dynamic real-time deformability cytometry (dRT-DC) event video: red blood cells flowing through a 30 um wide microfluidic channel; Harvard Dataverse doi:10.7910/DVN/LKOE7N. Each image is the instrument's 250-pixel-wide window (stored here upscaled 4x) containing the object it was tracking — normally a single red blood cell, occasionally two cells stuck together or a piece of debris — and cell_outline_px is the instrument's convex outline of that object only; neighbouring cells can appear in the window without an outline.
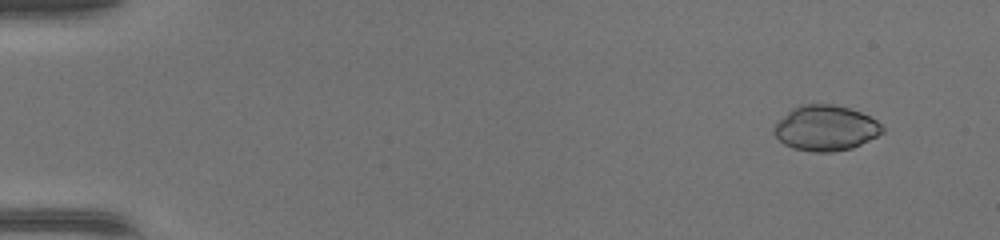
{"species": "common noctule bat (a hibernating species)", "species_latin": "Nyctalus noctula", "temperature_condition": "warm", "stored_images_in_passage": 45, "camera_frame_rate_fps": 3000, "um_per_image_px": 0.085, "animal": {"sex": "female", "body_mass_g": 17.0, "forearm_length_mm": 48.0}, "frame": {"image": 1, "passage_image": 1, "time_ms": 0.0, "image_size_px": [1000, 240], "cell_outline_px": [[884, 132], [852, 148], [832, 152], [812, 152], [792, 148], [784, 144], [772, 132], [772, 128], [792, 108], [800, 104], [832, 104], [848, 108], [860, 112], [876, 120], [884, 128]], "centroid_in_image_um": [70.16, 10.89], "position_along_channel_um": 14.8, "area_um2": 28.5}}
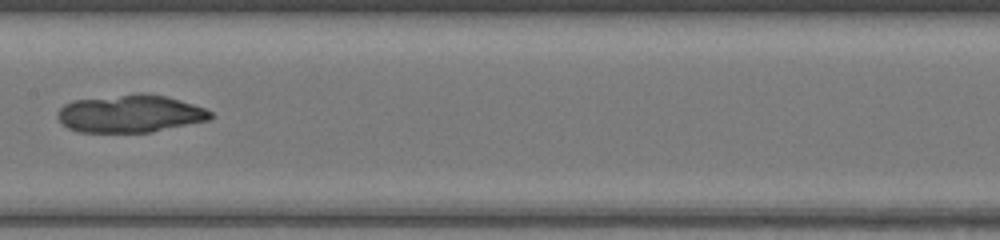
{"frame": {"image": 2, "passage_image": 23, "time_ms": 7.333, "image_size_px": [1000, 240], "cell_outline_px": [[216, 116], [208, 120], [152, 132], [76, 132], [68, 128], [56, 116], [56, 112], [64, 104], [72, 100], [140, 92], [144, 92], [164, 96], [180, 100], [204, 108], [212, 112]], "centroid_in_image_um": [11.05, 9.65], "position_along_channel_um": 196.3, "area_um2": 33.81}}
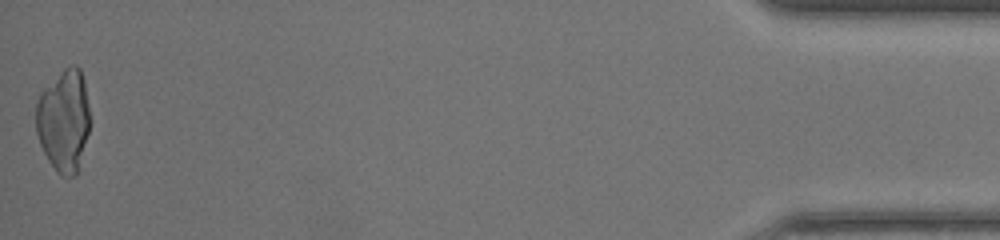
{"frame": {"image": 3, "passage_image": 45, "time_ms": 14.667, "image_size_px": [1000, 240], "cell_outline_px": [[92, 120], [76, 176], [60, 176], [56, 172], [48, 160], [40, 144], [36, 132], [36, 104], [40, 92], [68, 64], [76, 64], [80, 68], [84, 80]], "centroid_in_image_um": [5.44, 10.22], "position_along_channel_um": 429.8, "area_um2": 32.71}}